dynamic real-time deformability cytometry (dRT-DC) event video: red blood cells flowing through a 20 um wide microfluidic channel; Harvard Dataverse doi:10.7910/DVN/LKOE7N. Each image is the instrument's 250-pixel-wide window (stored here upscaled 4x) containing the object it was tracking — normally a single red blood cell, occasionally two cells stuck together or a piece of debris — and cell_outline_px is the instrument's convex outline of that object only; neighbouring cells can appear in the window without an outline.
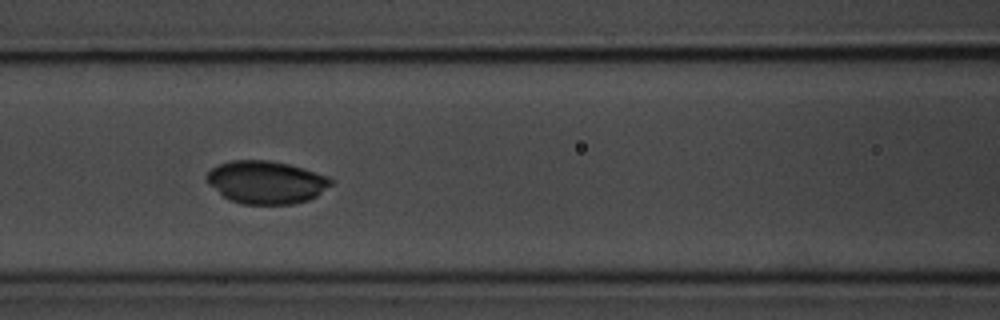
{"species": "common noctule bat (a hibernating species)", "species_latin": "Nyctalus noctula", "temperature_condition": "room temperature", "stored_images_in_passage": 39, "camera_frame_rate_fps": 3000, "um_per_image_px": 0.085, "animal": {"sex": "male", "body_mass_g": 20.1, "forearm_length_mm": 53.5}, "frame": {"image": 1, "passage_image": 7, "time_ms": 2.0, "image_size_px": [1000, 320], "cell_outline_px": [[332, 184], [316, 196], [308, 200], [292, 204], [240, 204], [228, 200], [208, 184], [204, 176], [212, 168], [220, 164], [232, 160], [268, 160], [288, 164], [328, 176], [332, 180]], "centroid_in_image_um": [22.58, 15.5], "position_along_channel_um": 144.0, "area_um2": 30.98}}
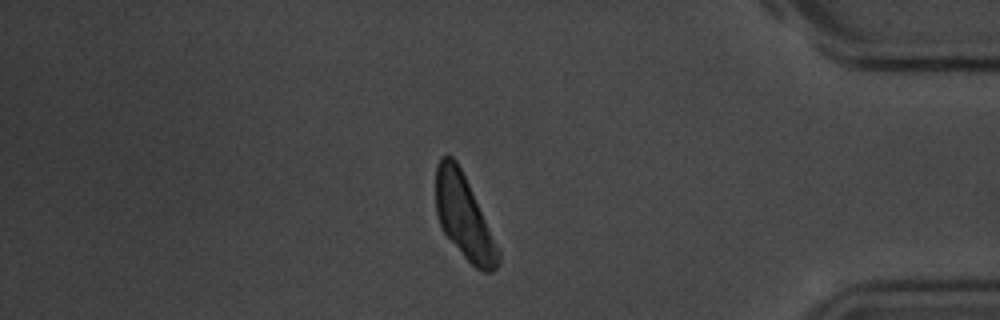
{"frame": {"image": 2, "passage_image": 31, "time_ms": 10.0, "image_size_px": [1000, 320], "cell_outline_px": [[500, 264], [492, 272], [484, 272], [476, 268], [464, 256], [444, 232], [440, 224], [436, 212], [436, 164], [440, 156], [452, 156], [456, 160], [468, 184], [500, 252]], "centroid_in_image_um": [39.42, 18.44], "position_along_channel_um": 395.8, "area_um2": 29.65}}
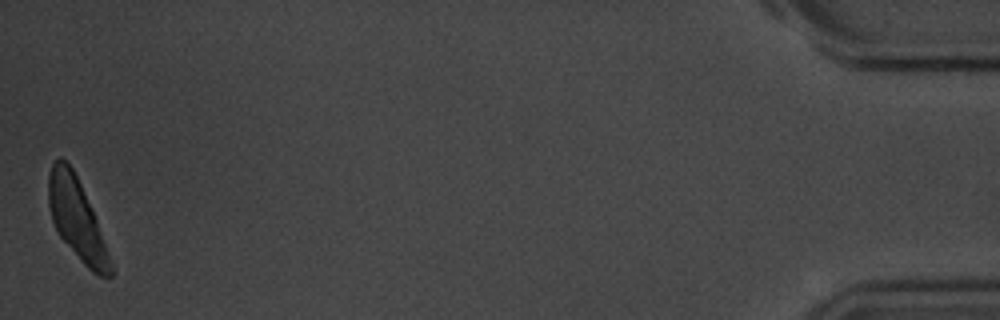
{"frame": {"image": 3, "passage_image": 39, "time_ms": 12.667, "image_size_px": [1000, 320], "cell_outline_px": [[116, 272], [112, 276], [100, 276], [92, 272], [80, 260], [60, 236], [52, 220], [48, 204], [48, 176], [52, 164], [60, 156], [72, 168], [80, 184], [96, 220]], "centroid_in_image_um": [6.53, 18.66], "position_along_channel_um": 428.7, "area_um2": 28.61}}